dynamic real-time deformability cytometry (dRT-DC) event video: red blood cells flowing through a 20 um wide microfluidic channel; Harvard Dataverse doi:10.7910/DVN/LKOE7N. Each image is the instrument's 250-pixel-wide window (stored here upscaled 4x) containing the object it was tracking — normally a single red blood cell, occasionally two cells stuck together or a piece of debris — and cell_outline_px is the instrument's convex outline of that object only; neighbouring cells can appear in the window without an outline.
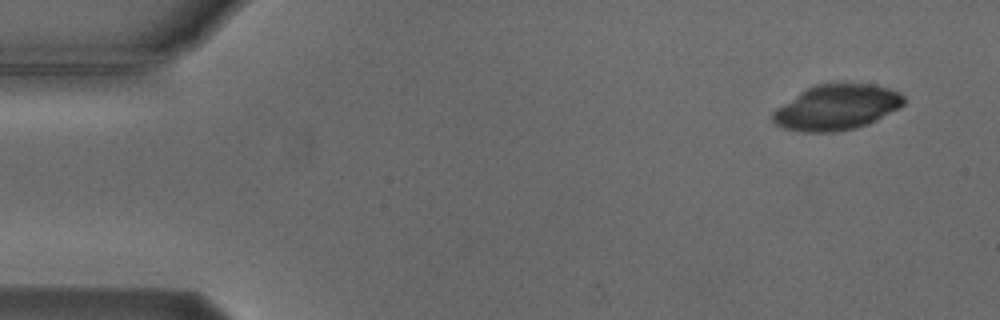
{"species": "Egyptian fruit bat (a non-hibernating species)", "species_latin": "Rousettus aegyptiacus", "temperature_condition": "cold", "stored_images_in_passage": 4, "camera_frame_rate_fps": 3000, "um_per_image_px": 0.085, "animal": {"sex": "male"}, "frame": {"image": 1, "passage_image": 1, "time_ms": 0.0, "image_size_px": [1000, 320], "cell_outline_px": [[904, 104], [900, 108], [876, 120], [856, 128], [836, 132], [804, 132], [784, 128], [776, 124], [772, 120], [772, 112], [776, 108], [800, 92], [816, 84], [872, 84], [888, 88], [900, 92], [904, 96]], "centroid_in_image_um": [71.12, 9.13], "position_along_channel_um": 13.9, "area_um2": 34.51}}